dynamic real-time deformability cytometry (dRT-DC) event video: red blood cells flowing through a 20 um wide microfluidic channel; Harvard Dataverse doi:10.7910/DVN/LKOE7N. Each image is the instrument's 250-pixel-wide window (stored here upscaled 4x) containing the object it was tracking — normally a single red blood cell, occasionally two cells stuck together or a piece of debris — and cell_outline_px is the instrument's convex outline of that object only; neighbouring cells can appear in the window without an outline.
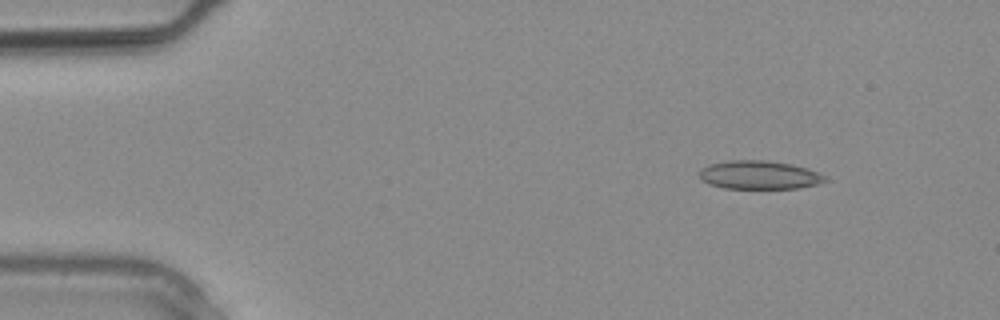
{"species": "common noctule bat (a hibernating species)", "species_latin": "Nyctalus noctula", "temperature_condition": "warm", "stored_images_in_passage": 2, "camera_frame_rate_fps": 3000, "um_per_image_px": 0.085, "animal": {"sex": "male", "body_mass_g": 20.4}, "frame": {"image": 1, "passage_image": 1, "time_ms": 0.0, "image_size_px": [1000, 320], "cell_outline_px": [[828, 180], [816, 184], [800, 188], [724, 188], [708, 184], [700, 176], [700, 168], [708, 164], [728, 160], [764, 160], [792, 164], [808, 168], [828, 176]], "centroid_in_image_um": [64.56, 14.86], "position_along_channel_um": 20.4, "area_um2": 20.98}}
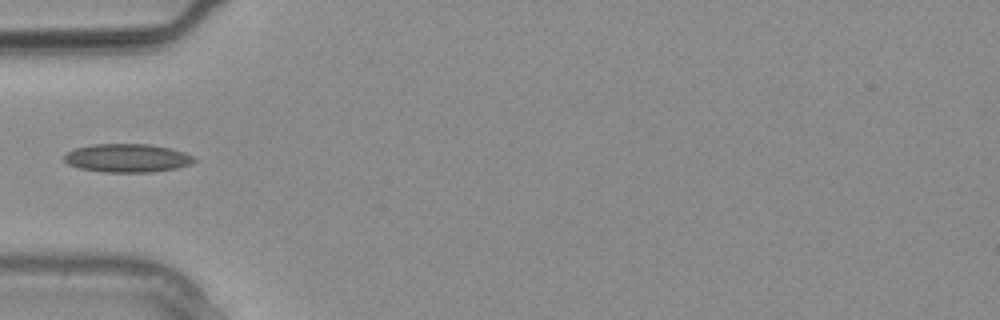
{"frame": {"image": 2, "passage_image": 2, "time_ms": 0.333, "image_size_px": [1000, 320], "cell_outline_px": [[196, 160], [192, 164], [176, 168], [152, 172], [104, 172], [80, 168], [68, 164], [64, 160], [64, 152], [76, 148], [92, 144], [148, 144], [168, 148], [184, 152], [192, 156]], "centroid_in_image_um": [10.79, 13.43], "position_along_channel_um": 74.2, "area_um2": 21.5}}